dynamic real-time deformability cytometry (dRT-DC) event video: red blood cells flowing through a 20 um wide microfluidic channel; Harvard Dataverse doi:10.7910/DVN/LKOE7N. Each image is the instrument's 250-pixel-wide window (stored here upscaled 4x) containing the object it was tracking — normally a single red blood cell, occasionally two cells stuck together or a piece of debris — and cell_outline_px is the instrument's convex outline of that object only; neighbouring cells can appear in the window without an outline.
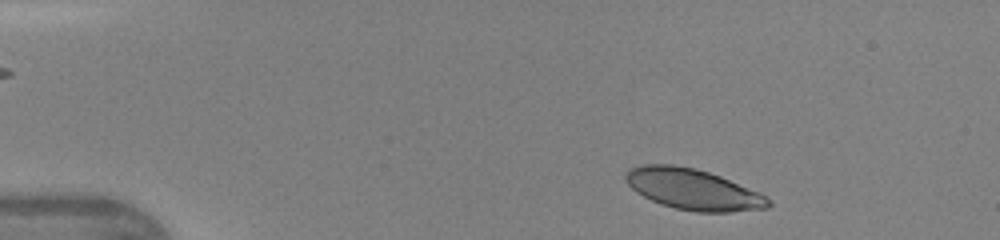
{"species": "human", "species_latin": "Homo sapiens", "temperature_condition": "warm", "stored_images_in_passage": 41, "camera_frame_rate_fps": 3000, "um_per_image_px": 0.085, "donor": {"sex": "female"}, "frame": {"image": 1, "passage_image": 2, "time_ms": 0.333, "image_size_px": [1000, 240], "cell_outline_px": [[772, 204], [768, 208], [732, 212], [696, 212], [676, 208], [660, 204], [636, 192], [624, 180], [624, 176], [628, 168], [640, 164], [672, 164], [696, 168], [720, 176], [760, 192], [772, 200]], "centroid_in_image_um": [58.91, 16.09], "position_along_channel_um": 26.1, "area_um2": 34.28}}
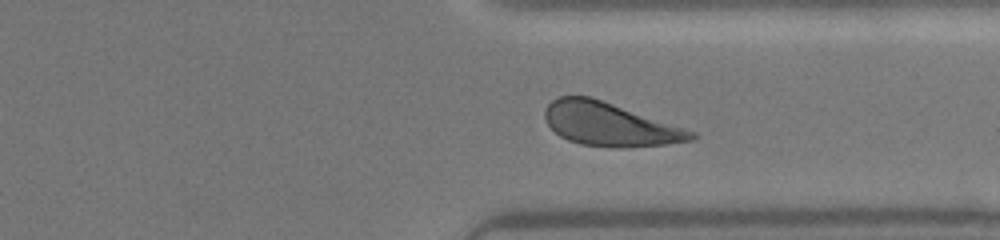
{"frame": {"image": 2, "passage_image": 31, "time_ms": 10.0, "image_size_px": [1000, 240], "cell_outline_px": [[696, 136], [692, 140], [664, 144], [628, 148], [616, 148], [580, 144], [568, 140], [560, 136], [548, 124], [544, 116], [544, 112], [548, 104], [552, 100], [560, 96], [592, 96], [696, 132]], "centroid_in_image_um": [51.81, 10.56], "position_along_channel_um": 359.6, "area_um2": 36.93}}
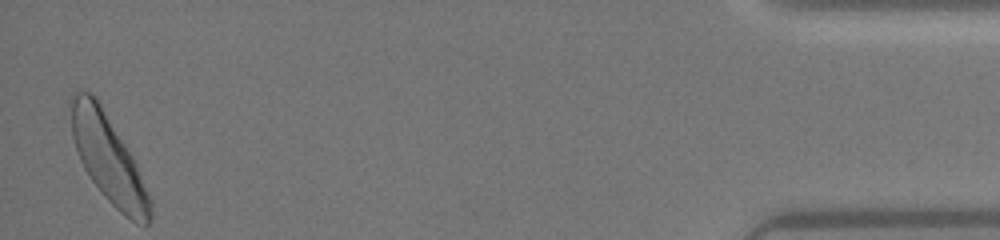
{"frame": {"image": 3, "passage_image": 41, "time_ms": 13.333, "image_size_px": [1000, 240], "cell_outline_px": [[152, 220], [148, 224], [144, 224], [132, 220], [124, 216], [104, 196], [92, 180], [84, 168], [80, 160], [72, 136], [72, 96], [80, 88], [84, 88], [92, 92], [96, 96], [132, 156], [136, 164], [152, 200]], "centroid_in_image_um": [9.23, 13.48], "position_along_channel_um": 426.0, "area_um2": 39.94}, "authors_computed_cell_mechanics": {"area_um2": 36.8764, "velocity_mm_per_s": 4.3036, "shape_relaxation_time_tau1_ms": 2.2842, "shape_relaxation_time_tau2_ms": 1.1468, "deformation_change_tau1": 0.1242, "deformation_change_tau2": 0.0672}}